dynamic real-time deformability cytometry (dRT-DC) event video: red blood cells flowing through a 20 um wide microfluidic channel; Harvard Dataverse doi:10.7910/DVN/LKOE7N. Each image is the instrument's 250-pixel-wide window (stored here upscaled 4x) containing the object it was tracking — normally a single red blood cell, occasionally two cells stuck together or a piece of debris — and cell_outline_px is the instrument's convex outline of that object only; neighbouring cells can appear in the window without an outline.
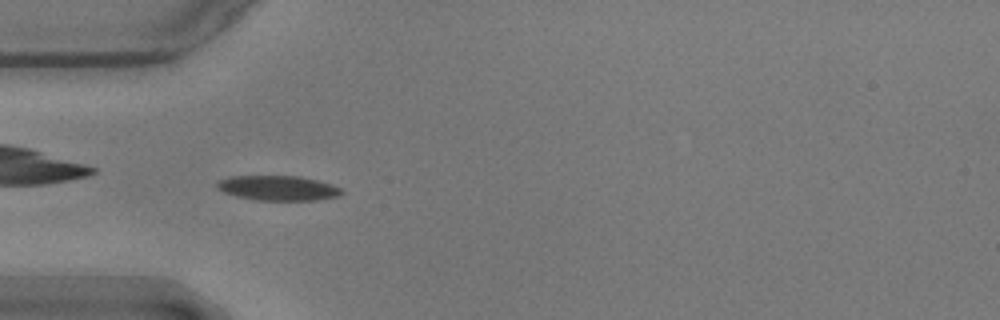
{"species": "common noctule bat (a hibernating species)", "species_latin": "Nyctalus noctula", "temperature_condition": "warm", "stored_images_in_passage": 55, "camera_frame_rate_fps": 3000, "um_per_image_px": 0.085, "animal": {"sex": "male", "body_mass_g": 17.9}, "frame": {"image": 1, "passage_image": 16, "time_ms": 5.0, "image_size_px": [1000, 320], "cell_outline_px": [[344, 192], [340, 196], [316, 200], [256, 200], [236, 196], [224, 192], [216, 188], [216, 184], [220, 180], [232, 176], [300, 176], [332, 184], [340, 188]], "centroid_in_image_um": [23.65, 15.99], "position_along_channel_um": 61.4, "area_um2": 18.03}}
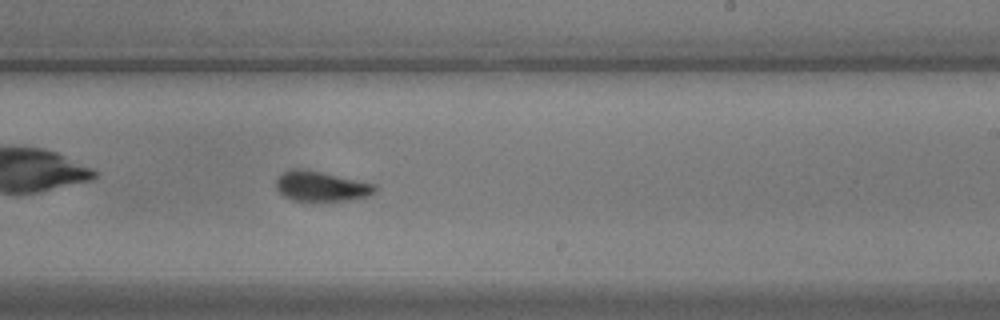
{"frame": {"image": 2, "passage_image": 33, "time_ms": 10.667, "image_size_px": [1000, 320], "cell_outline_px": [[376, 192], [368, 196], [352, 200], [292, 200], [284, 196], [276, 188], [276, 180], [284, 172], [292, 168], [300, 168], [320, 172], [376, 184]], "centroid_in_image_um": [27.31, 15.83], "position_along_channel_um": 261.7, "area_um2": 17.05}}
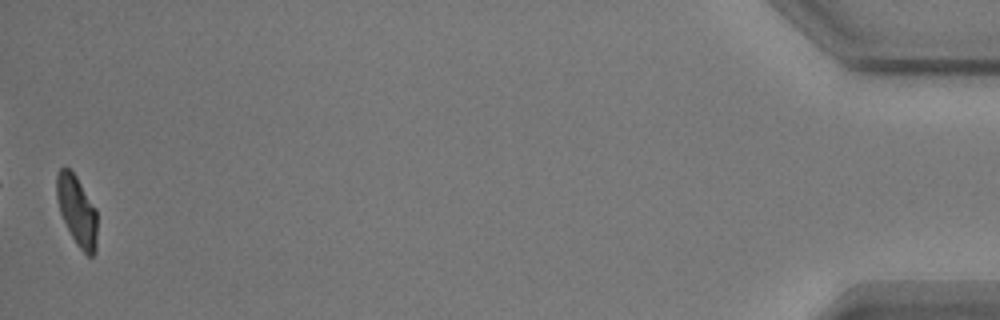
{"frame": {"image": 3, "passage_image": 55, "time_ms": 18.0, "image_size_px": [1000, 320], "cell_outline_px": [[96, 252], [92, 256], [88, 256], [76, 244], [60, 212], [56, 196], [56, 176], [60, 168], [64, 164], [76, 176], [96, 208]], "centroid_in_image_um": [6.53, 17.87], "position_along_channel_um": 428.7, "area_um2": 16.42}, "authors_computed_cell_mechanics": {"area_um2": 17.4556, "velocity_mm_per_s": 3.5616, "shape_relaxation_time_tau1_ms": 3.2504, "shape_relaxation_time_tau2_ms": 1.0962, "deformation_change_tau1": 0.143, "deformation_change_tau2": 0.054}}